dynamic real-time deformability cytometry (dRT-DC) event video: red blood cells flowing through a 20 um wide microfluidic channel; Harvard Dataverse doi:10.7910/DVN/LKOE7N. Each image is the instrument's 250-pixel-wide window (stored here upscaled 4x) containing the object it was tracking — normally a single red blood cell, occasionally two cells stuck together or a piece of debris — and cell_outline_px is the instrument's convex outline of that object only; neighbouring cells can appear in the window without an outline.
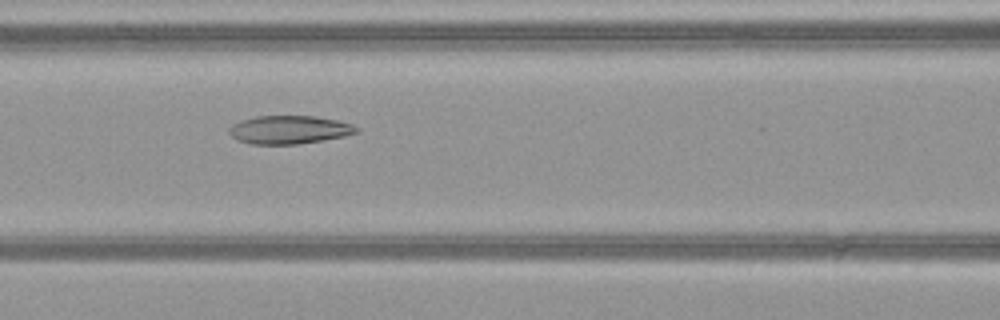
{"species": "common noctule bat (a hibernating species)", "species_latin": "Nyctalus noctula", "temperature_condition": "warm", "stored_images_in_passage": 51, "camera_frame_rate_fps": 3000, "um_per_image_px": 0.085, "animal": {"sex": "female", "body_mass_g": 21.9}, "frame": {"image": 1, "passage_image": 23, "time_ms": 7.333, "image_size_px": [1000, 320], "cell_outline_px": [[360, 132], [344, 136], [300, 144], [252, 144], [236, 140], [228, 132], [228, 128], [232, 124], [240, 120], [256, 116], [316, 116], [336, 120], [352, 124], [360, 128]], "centroid_in_image_um": [24.58, 11.02], "position_along_channel_um": 142.0, "area_um2": 21.15}}
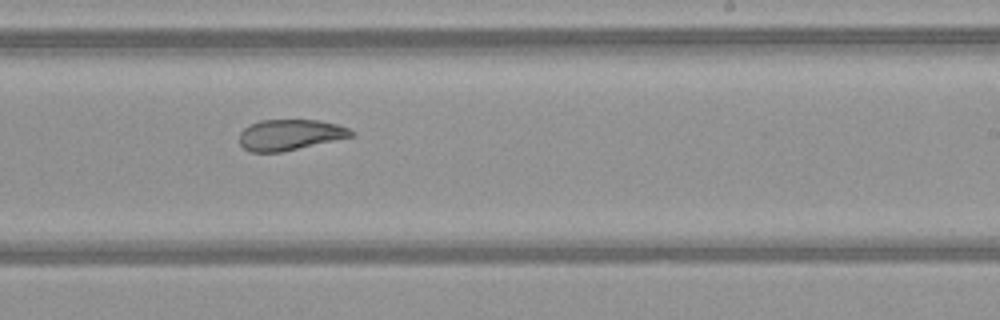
{"frame": {"image": 2, "passage_image": 32, "time_ms": 10.333, "image_size_px": [1000, 320], "cell_outline_px": [[356, 136], [280, 152], [252, 152], [244, 148], [240, 144], [240, 132], [248, 124], [260, 120], [320, 120], [336, 124], [348, 128], [356, 132]], "centroid_in_image_um": [24.67, 11.45], "position_along_channel_um": 264.3, "area_um2": 20.17}}
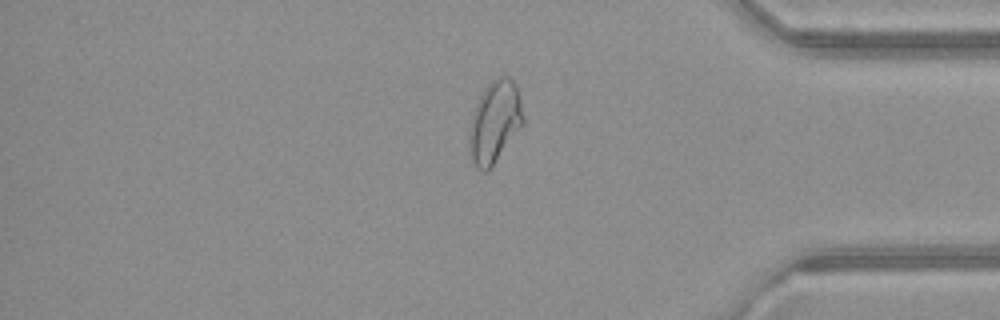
{"frame": {"image": 3, "passage_image": 43, "time_ms": 14.0, "image_size_px": [1000, 320], "cell_outline_px": [[524, 124], [492, 168], [488, 172], [484, 172], [476, 168], [472, 160], [468, 148], [468, 132], [472, 112], [484, 88], [496, 76], [512, 76], [516, 84], [524, 116]], "centroid_in_image_um": [42.04, 10.38], "position_along_channel_um": 393.2, "area_um2": 26.47}, "authors_computed_cell_mechanics": {"area_um2": 26.3568, "velocity_mm_per_s": 4.0909, "shape_relaxation_time_tau1_ms": null, "shape_relaxation_time_tau2_ms": 2.2404, "deformation_change_tau1": null, "deformation_change_tau2": 0.0846}}